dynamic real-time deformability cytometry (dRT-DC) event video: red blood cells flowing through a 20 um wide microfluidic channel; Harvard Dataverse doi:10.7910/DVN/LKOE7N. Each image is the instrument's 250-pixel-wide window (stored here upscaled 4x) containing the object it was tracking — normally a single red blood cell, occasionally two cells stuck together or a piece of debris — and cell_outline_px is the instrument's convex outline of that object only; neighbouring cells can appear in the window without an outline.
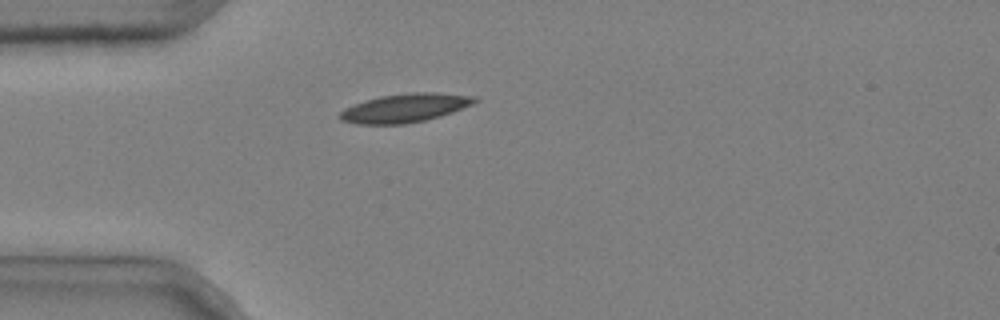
{"species": "common noctule bat (a hibernating species)", "species_latin": "Nyctalus noctula", "temperature_condition": "cold", "stored_images_in_passage": 1, "camera_frame_rate_fps": 3000, "um_per_image_px": 0.085, "animal": {"sex": "male", "body_mass_g": 20.4}, "frame": {"image": 1, "passage_image": 1, "time_ms": 0.0, "image_size_px": [1000, 320], "cell_outline_px": [[480, 100], [472, 104], [452, 112], [440, 116], [424, 120], [404, 124], [356, 124], [340, 120], [336, 116], [344, 108], [364, 100], [380, 96], [416, 92], [436, 92], [476, 96]], "centroid_in_image_um": [34.4, 9.17], "position_along_channel_um": 50.6, "area_um2": 22.6}}